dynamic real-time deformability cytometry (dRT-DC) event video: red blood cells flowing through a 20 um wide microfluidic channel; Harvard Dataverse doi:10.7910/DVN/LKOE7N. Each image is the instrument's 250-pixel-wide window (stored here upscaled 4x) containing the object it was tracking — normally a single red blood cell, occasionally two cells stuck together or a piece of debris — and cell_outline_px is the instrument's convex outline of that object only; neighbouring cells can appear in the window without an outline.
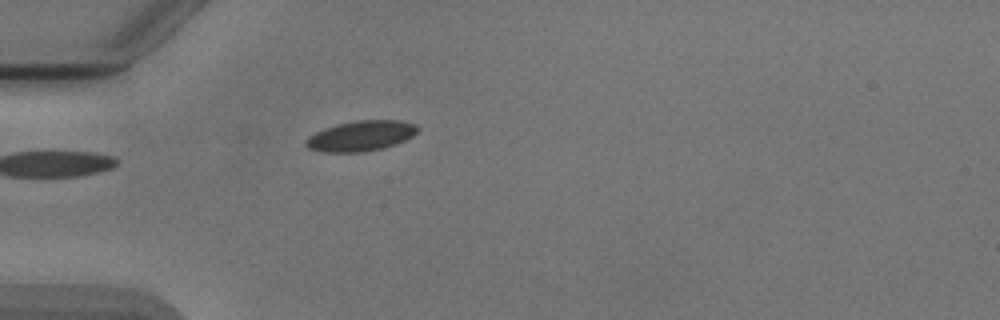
{"species": "Egyptian fruit bat (a non-hibernating species)", "species_latin": "Rousettus aegyptiacus", "temperature_condition": "cold", "stored_images_in_passage": 5, "camera_frame_rate_fps": 3000, "um_per_image_px": 0.085, "animal": {"sex": "male"}, "frame": {"image": 1, "passage_image": 5, "time_ms": 4.667, "image_size_px": [1000, 320], "cell_outline_px": [[420, 128], [412, 136], [404, 140], [380, 148], [360, 152], [324, 152], [308, 148], [304, 144], [304, 140], [308, 136], [324, 128], [336, 124], [356, 120], [400, 120], [416, 124]], "centroid_in_image_um": [30.64, 11.53], "position_along_channel_um": 54.4, "area_um2": 19.65}}